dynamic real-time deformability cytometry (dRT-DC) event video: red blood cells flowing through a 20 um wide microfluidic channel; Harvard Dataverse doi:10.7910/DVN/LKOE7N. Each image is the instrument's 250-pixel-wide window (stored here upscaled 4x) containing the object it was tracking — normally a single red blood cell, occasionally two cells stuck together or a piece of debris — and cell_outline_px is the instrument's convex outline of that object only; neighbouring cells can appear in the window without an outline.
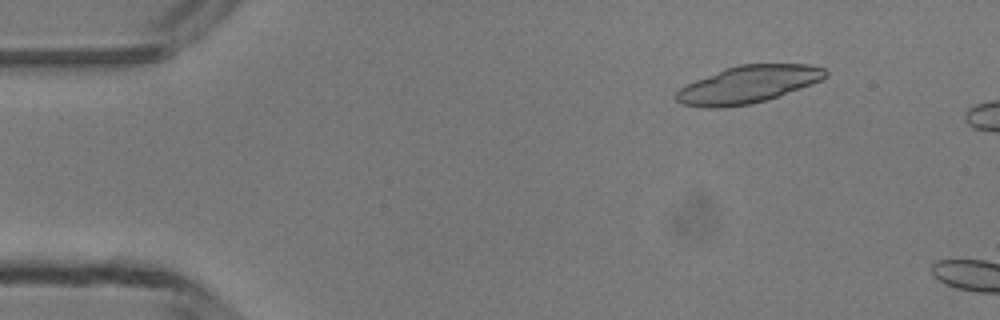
{"species": "common noctule bat (a hibernating species)", "species_latin": "Nyctalus noctula", "temperature_condition": "room temperature", "stored_images_in_passage": 9, "camera_frame_rate_fps": 3000, "um_per_image_px": 0.085, "animal": {"sex": "male", "body_mass_g": 13.3}, "frame": {"image": 1, "passage_image": 6, "time_ms": 1.667, "image_size_px": [1000, 320], "cell_outline_px": [[828, 76], [812, 84], [780, 96], [748, 104], [724, 108], [704, 108], [684, 104], [676, 100], [676, 92], [680, 88], [696, 80], [724, 68], [740, 64], [812, 64], [824, 68], [828, 72]], "centroid_in_image_um": [63.62, 7.17], "position_along_channel_um": 21.4, "area_um2": 32.43}}